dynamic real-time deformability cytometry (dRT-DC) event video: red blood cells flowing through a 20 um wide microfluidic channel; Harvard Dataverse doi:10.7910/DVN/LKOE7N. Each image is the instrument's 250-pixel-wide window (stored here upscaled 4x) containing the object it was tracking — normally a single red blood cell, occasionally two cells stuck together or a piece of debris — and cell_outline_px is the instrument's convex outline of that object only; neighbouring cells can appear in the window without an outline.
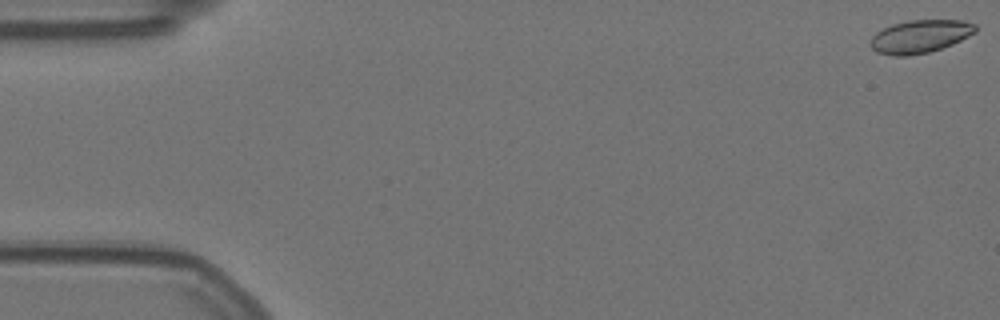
{"species": "Egyptian fruit bat (a non-hibernating species)", "species_latin": "Rousettus aegyptiacus", "temperature_condition": "warm", "stored_images_in_passage": 58, "camera_frame_rate_fps": 3000, "um_per_image_px": 0.085, "animal": {"sex": "female"}, "frame": {"image": 1, "passage_image": 1, "time_ms": 0.0, "image_size_px": [1000, 320], "cell_outline_px": [[976, 32], [952, 44], [928, 52], [908, 56], [892, 56], [876, 52], [868, 44], [872, 36], [876, 32], [892, 24], [908, 20], [964, 20], [976, 24]], "centroid_in_image_um": [78.17, 3.09], "position_along_channel_um": 6.8, "area_um2": 20.29}}
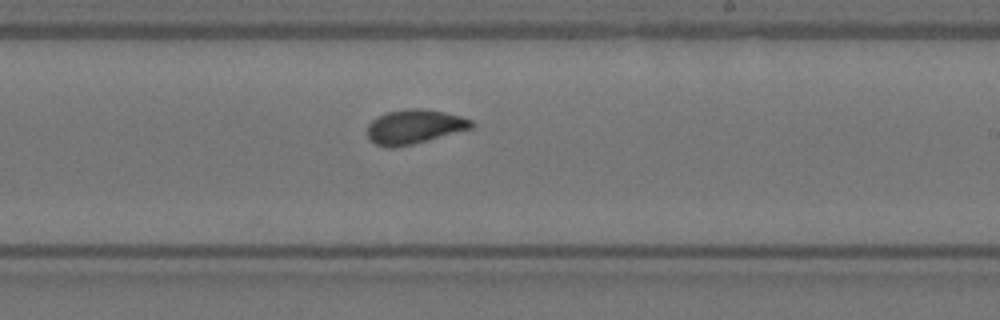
{"frame": {"image": 2, "passage_image": 34, "time_ms": 11.0, "image_size_px": [1000, 320], "cell_outline_px": [[476, 124], [472, 128], [428, 140], [412, 144], [392, 148], [388, 148], [376, 144], [368, 140], [368, 124], [372, 120], [388, 112], [408, 108], [424, 108], [444, 112], [460, 116], [472, 120]], "centroid_in_image_um": [35.22, 10.77], "position_along_channel_um": 253.8, "area_um2": 20.75}}
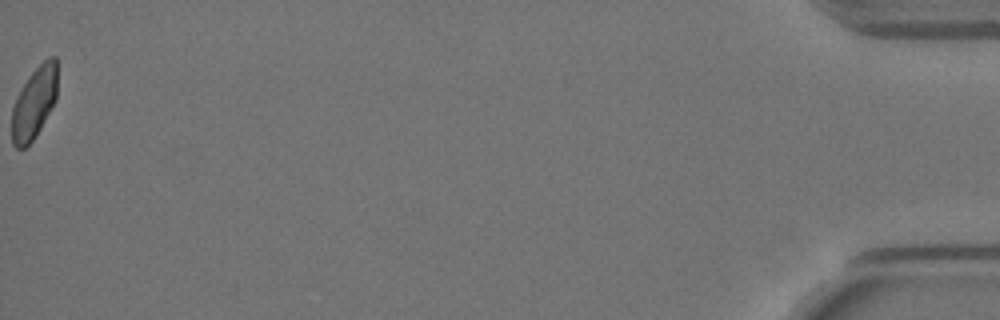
{"frame": {"image": 3, "passage_image": 58, "time_ms": 19.0, "image_size_px": [1000, 320], "cell_outline_px": [[56, 100], [36, 136], [24, 148], [16, 148], [12, 144], [12, 108], [16, 96], [28, 76], [48, 56], [56, 56]], "centroid_in_image_um": [2.89, 8.74], "position_along_channel_um": 432.3, "area_um2": 18.96}, "authors_computed_cell_mechanics": {"area_um2": 20.6346, "velocity_mm_per_s": 3.5341, "shape_relaxation_time_tau1_ms": 5.3134, "shape_relaxation_time_tau2_ms": 1.1159, "deformation_change_tau1": 0.1409, "deformation_change_tau2": 0.0552}}